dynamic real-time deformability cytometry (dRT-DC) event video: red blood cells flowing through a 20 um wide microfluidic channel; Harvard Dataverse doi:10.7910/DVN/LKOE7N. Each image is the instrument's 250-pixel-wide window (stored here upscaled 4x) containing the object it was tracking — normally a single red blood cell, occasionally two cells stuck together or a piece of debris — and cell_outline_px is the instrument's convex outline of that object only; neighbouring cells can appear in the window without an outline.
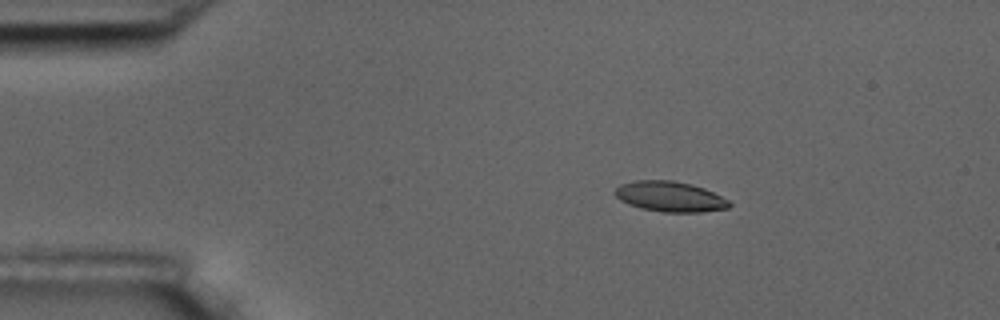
{"species": "common noctule bat (a hibernating species)", "species_latin": "Nyctalus noctula", "temperature_condition": "room temperature", "stored_images_in_passage": 5, "camera_frame_rate_fps": 3000, "um_per_image_px": 0.085, "animal": {"sex": "male", "body_mass_g": 17.5, "forearm_length_mm": 52.3}, "frame": {"image": 1, "passage_image": 3, "time_ms": 2.0, "image_size_px": [1000, 320], "cell_outline_px": [[732, 204], [728, 208], [700, 212], [664, 212], [640, 208], [628, 204], [620, 200], [612, 192], [620, 184], [632, 180], [672, 180], [692, 184], [704, 188], [728, 200]], "centroid_in_image_um": [56.9, 16.7], "position_along_channel_um": 28.1, "area_um2": 20.29}}